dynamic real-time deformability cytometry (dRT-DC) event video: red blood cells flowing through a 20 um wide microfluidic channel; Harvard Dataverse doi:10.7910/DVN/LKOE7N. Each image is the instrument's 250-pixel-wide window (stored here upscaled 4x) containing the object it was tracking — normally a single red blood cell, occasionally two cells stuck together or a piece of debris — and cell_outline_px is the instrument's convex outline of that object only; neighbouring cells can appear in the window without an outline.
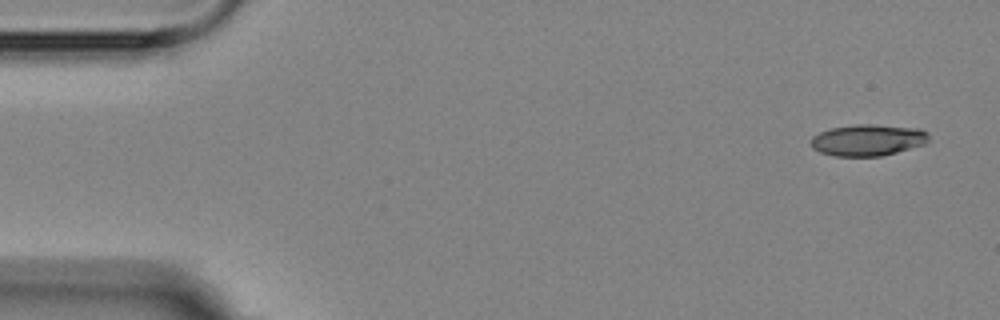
{"species": "Egyptian fruit bat (a non-hibernating species)", "species_latin": "Rousettus aegyptiacus", "temperature_condition": "room temperature", "stored_images_in_passage": 3, "camera_frame_rate_fps": 3000, "um_per_image_px": 0.085, "animal": {"sex": "female"}, "frame": {"image": 1, "passage_image": 1, "time_ms": 0.0, "image_size_px": [1000, 320], "cell_outline_px": [[928, 140], [924, 144], [896, 152], [880, 156], [836, 156], [820, 152], [812, 148], [812, 136], [820, 132], [832, 128], [856, 124], [872, 124], [920, 128], [928, 132]], "centroid_in_image_um": [73.78, 11.9], "position_along_channel_um": 11.2, "area_um2": 21.5}}